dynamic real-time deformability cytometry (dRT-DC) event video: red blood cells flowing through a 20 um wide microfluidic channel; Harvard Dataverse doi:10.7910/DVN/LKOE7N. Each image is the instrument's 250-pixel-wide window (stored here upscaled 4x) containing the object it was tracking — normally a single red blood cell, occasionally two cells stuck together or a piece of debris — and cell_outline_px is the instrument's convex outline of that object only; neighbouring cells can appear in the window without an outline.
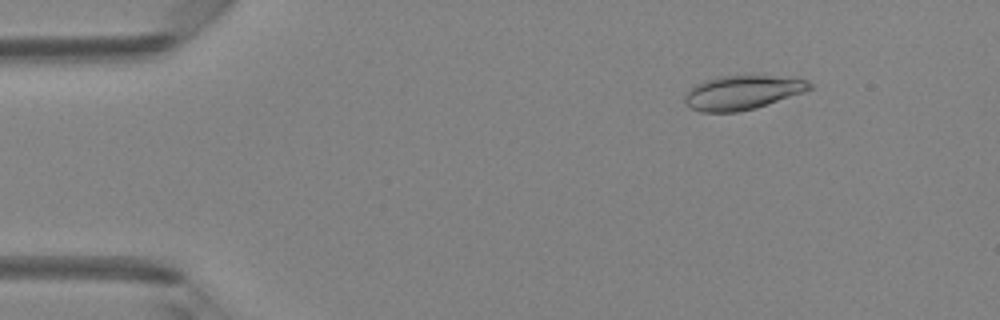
{"species": "Egyptian fruit bat (a non-hibernating species)", "species_latin": "Rousettus aegyptiacus", "temperature_condition": "room temperature", "stored_images_in_passage": 48, "camera_frame_rate_fps": 3000, "um_per_image_px": 0.085, "animal": {"sex": "female"}, "frame": {"image": 1, "passage_image": 6, "time_ms": 1.667, "image_size_px": [1000, 320], "cell_outline_px": [[812, 88], [804, 92], [756, 108], [740, 112], [700, 112], [684, 104], [684, 92], [688, 88], [704, 80], [720, 76], [768, 76], [808, 80], [812, 84]], "centroid_in_image_um": [63.03, 7.88], "position_along_channel_um": 22.0, "area_um2": 24.85}}
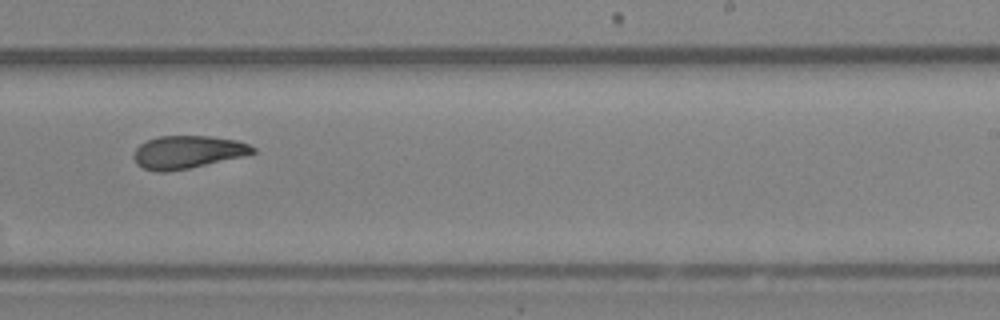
{"frame": {"image": 2, "passage_image": 30, "time_ms": 9.667, "image_size_px": [1000, 320], "cell_outline_px": [[256, 152], [248, 156], [188, 168], [164, 172], [156, 172], [144, 168], [136, 164], [132, 156], [136, 148], [140, 144], [148, 140], [160, 136], [212, 136], [236, 140], [248, 144], [256, 148]], "centroid_in_image_um": [15.97, 12.93], "position_along_channel_um": 273.0, "area_um2": 22.95}}
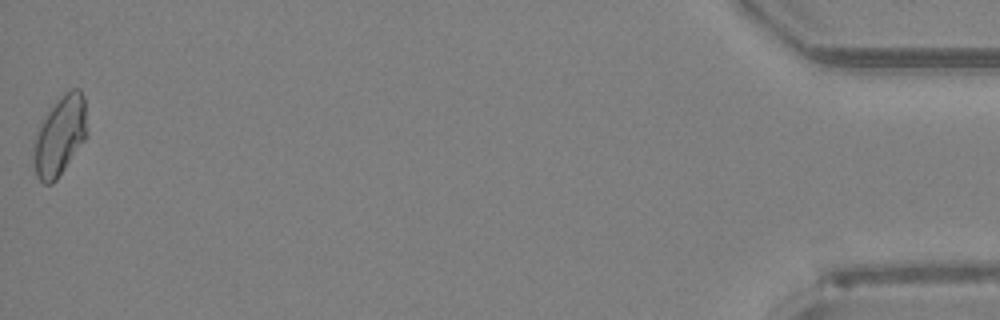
{"frame": {"image": 3, "passage_image": 48, "time_ms": 15.667, "image_size_px": [1000, 320], "cell_outline_px": [[88, 136], [56, 180], [52, 184], [44, 184], [36, 176], [32, 156], [32, 140], [36, 132], [48, 112], [60, 96], [64, 92], [72, 88], [80, 88], [84, 96]], "centroid_in_image_um": [5.08, 11.55], "position_along_channel_um": 430.1, "area_um2": 25.09}, "authors_computed_cell_mechanics": {"area_um2": 23.7558, "velocity_mm_per_s": 4.2053, "shape_relaxation_time_tau1_ms": 7.3823, "shape_relaxation_time_tau2_ms": 2.7445, "deformation_change_tau1": 0.1897, "deformation_change_tau2": 0.0754}}